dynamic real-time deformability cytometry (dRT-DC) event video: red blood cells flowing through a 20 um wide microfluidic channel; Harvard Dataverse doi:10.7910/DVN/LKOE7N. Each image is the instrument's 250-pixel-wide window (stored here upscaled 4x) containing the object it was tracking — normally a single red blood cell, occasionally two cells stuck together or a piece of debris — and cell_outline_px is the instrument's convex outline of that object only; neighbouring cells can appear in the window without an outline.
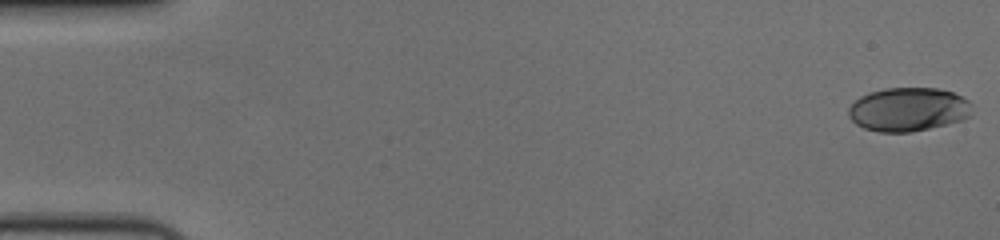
{"species": "human", "species_latin": "Homo sapiens", "temperature_condition": "cold", "stored_images_in_passage": 57, "camera_frame_rate_fps": 3000, "um_per_image_px": 0.085, "donor": {"sex": "female"}, "frame": {"image": 1, "passage_image": 1, "time_ms": 0.0, "image_size_px": [1000, 240], "cell_outline_px": [[972, 116], [964, 120], [912, 132], [880, 132], [864, 128], [856, 124], [848, 116], [848, 108], [860, 96], [868, 92], [884, 88], [940, 88], [952, 92], [968, 100]], "centroid_in_image_um": [77.2, 9.3], "position_along_channel_um": 7.8, "area_um2": 31.62}}
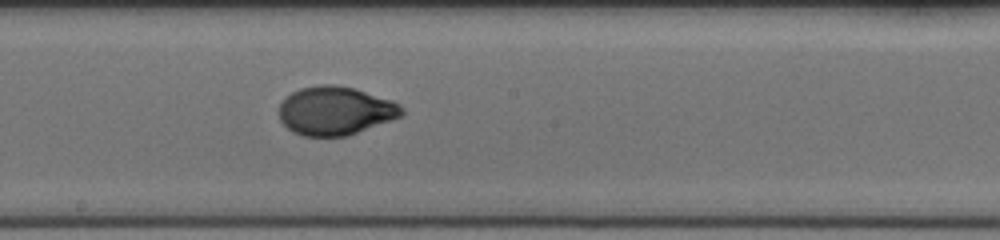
{"frame": {"image": 2, "passage_image": 32, "time_ms": 10.333, "image_size_px": [1000, 240], "cell_outline_px": [[404, 112], [400, 116], [392, 120], [348, 136], [304, 136], [292, 132], [280, 120], [280, 104], [292, 92], [300, 88], [320, 84], [336, 84], [356, 88], [392, 100], [400, 104], [404, 108]], "centroid_in_image_um": [28.53, 9.41], "position_along_channel_um": 219.7, "area_um2": 34.91}}
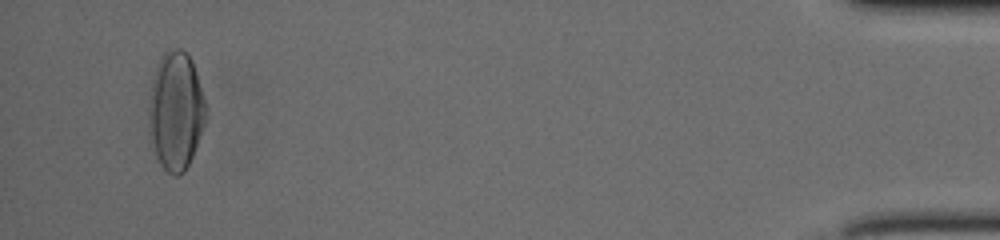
{"frame": {"image": 3, "passage_image": 55, "time_ms": 18.0, "image_size_px": [1000, 240], "cell_outline_px": [[204, 124], [192, 156], [184, 172], [180, 176], [172, 176], [160, 164], [156, 156], [152, 140], [152, 84], [156, 68], [160, 56], [168, 48], [180, 48], [188, 52], [192, 60], [204, 100]], "centroid_in_image_um": [14.98, 9.4], "position_along_channel_um": 420.2, "area_um2": 37.86}, "authors_computed_cell_mechanics": {"area_um2": 33.9864, "velocity_mm_per_s": 3.6337, "shape_relaxation_time_tau1_ms": 4.7542, "shape_relaxation_time_tau2_ms": 0.868, "deformation_change_tau1": 0.2056, "deformation_change_tau2": 0.0396}}